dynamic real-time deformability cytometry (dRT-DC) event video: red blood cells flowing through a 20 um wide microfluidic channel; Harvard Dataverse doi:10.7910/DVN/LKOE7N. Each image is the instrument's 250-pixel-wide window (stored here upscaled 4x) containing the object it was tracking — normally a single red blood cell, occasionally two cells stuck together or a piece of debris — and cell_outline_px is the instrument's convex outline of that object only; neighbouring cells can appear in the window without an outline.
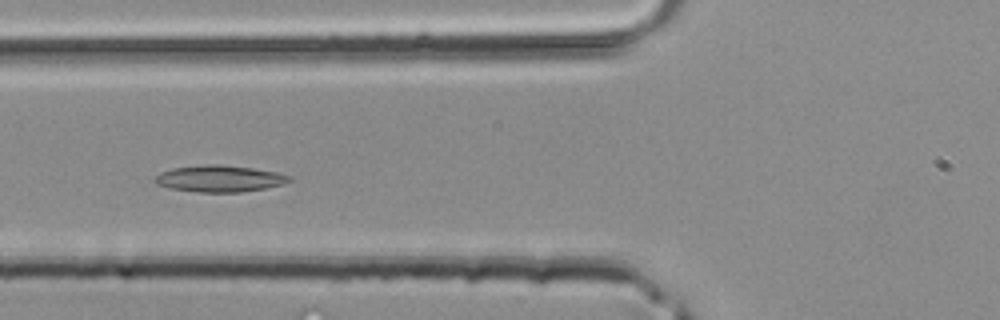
{"species": "common noctule bat (a hibernating species)", "species_latin": "Nyctalus noctula", "temperature_condition": "room temperature", "stored_images_in_passage": 39, "camera_frame_rate_fps": 3000, "um_per_image_px": 0.085, "animal": {"sex": "male", "body_mass_g": 20.4}, "frame": {"image": 1, "passage_image": 13, "time_ms": 4.0, "image_size_px": [1000, 320], "cell_outline_px": [[292, 180], [280, 184], [264, 188], [240, 192], [196, 192], [172, 188], [156, 184], [156, 176], [160, 172], [172, 168], [204, 164], [216, 164], [252, 168], [276, 172], [292, 176]], "centroid_in_image_um": [18.65, 15.17], "position_along_channel_um": 107.1, "area_um2": 20.58}}
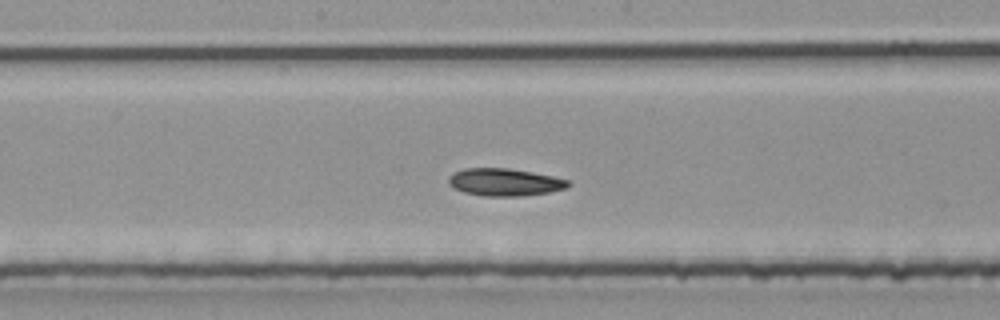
{"frame": {"image": 2, "passage_image": 19, "time_ms": 6.0, "image_size_px": [1000, 320], "cell_outline_px": [[572, 184], [568, 188], [548, 192], [520, 196], [484, 196], [464, 192], [452, 188], [448, 184], [448, 180], [456, 172], [464, 168], [508, 168], [532, 172], [552, 176], [568, 180]], "centroid_in_image_um": [42.91, 15.49], "position_along_channel_um": 205.3, "area_um2": 19.07}}
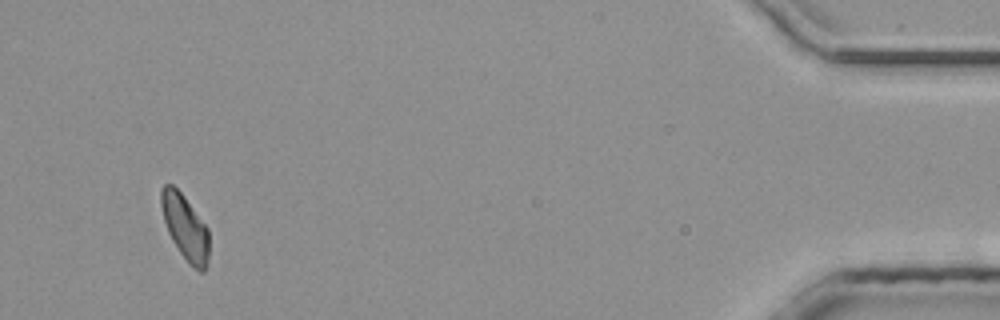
{"frame": {"image": 3, "passage_image": 37, "time_ms": 12.0, "image_size_px": [1000, 320], "cell_outline_px": [[208, 268], [204, 272], [200, 272], [188, 264], [172, 240], [168, 232], [164, 220], [160, 204], [160, 188], [164, 184], [172, 184], [184, 196], [208, 228]], "centroid_in_image_um": [15.73, 19.33], "position_along_channel_um": 419.5, "area_um2": 18.26}}